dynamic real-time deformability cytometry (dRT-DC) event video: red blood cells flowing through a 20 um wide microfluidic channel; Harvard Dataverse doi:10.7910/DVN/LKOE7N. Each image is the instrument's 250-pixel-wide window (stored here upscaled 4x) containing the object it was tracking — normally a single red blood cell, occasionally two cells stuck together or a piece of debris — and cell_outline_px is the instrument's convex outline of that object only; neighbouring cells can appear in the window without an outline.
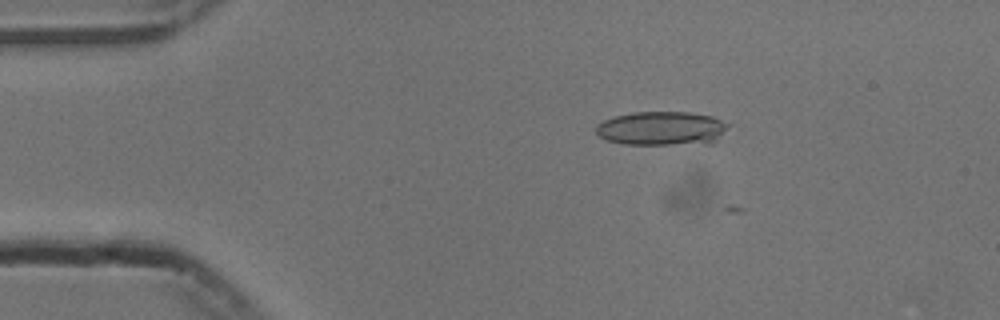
{"species": "common noctule bat (a hibernating species)", "species_latin": "Nyctalus noctula", "temperature_condition": "cold", "stored_images_in_passage": 4, "camera_frame_rate_fps": 3000, "um_per_image_px": 0.085, "animal": {"sex": "male", "body_mass_g": 13.3}, "frame": {"image": 1, "passage_image": 2, "time_ms": 0.333, "image_size_px": [1000, 320], "cell_outline_px": [[732, 124], [712, 144], [624, 144], [604, 140], [596, 136], [596, 124], [612, 116], [632, 112], [688, 112], [712, 116]], "centroid_in_image_um": [56.24, 10.92], "position_along_channel_um": 28.8, "area_um2": 26.65}}